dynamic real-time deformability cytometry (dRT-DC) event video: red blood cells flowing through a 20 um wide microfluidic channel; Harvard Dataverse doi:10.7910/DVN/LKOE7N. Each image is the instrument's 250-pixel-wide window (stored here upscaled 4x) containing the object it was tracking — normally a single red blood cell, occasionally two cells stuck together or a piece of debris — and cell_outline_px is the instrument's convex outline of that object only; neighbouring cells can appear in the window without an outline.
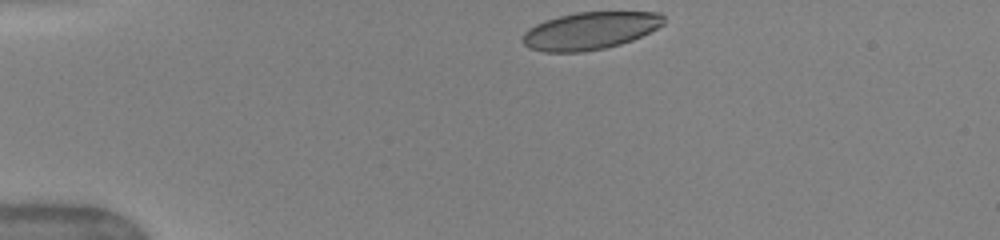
{"species": "human", "species_latin": "Homo sapiens", "temperature_condition": "warm", "stored_images_in_passage": 40, "camera_frame_rate_fps": 3000, "um_per_image_px": 0.085, "donor": {"sex": "female"}, "frame": {"image": 1, "passage_image": 1, "time_ms": 0.0, "image_size_px": [1000, 240], "cell_outline_px": [[664, 24], [632, 40], [620, 44], [604, 48], [584, 52], [544, 52], [528, 48], [524, 44], [524, 32], [528, 28], [544, 20], [576, 12], [660, 12], [664, 16]], "centroid_in_image_um": [50.14, 2.61], "position_along_channel_um": 34.9, "area_um2": 30.69}}
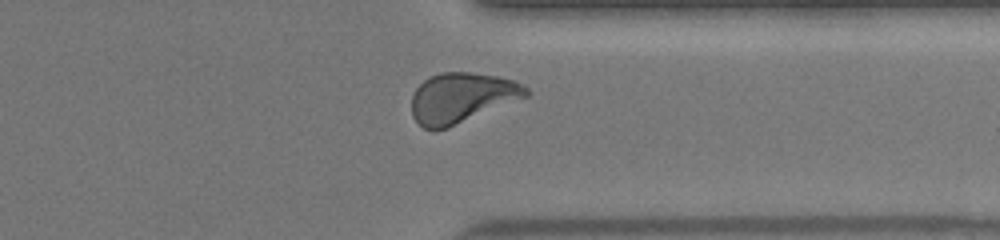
{"frame": {"image": 2, "passage_image": 30, "time_ms": 9.667, "image_size_px": [1000, 240], "cell_outline_px": [[528, 96], [448, 128], [424, 128], [412, 116], [412, 96], [416, 88], [424, 80], [440, 72], [468, 72], [496, 76], [512, 80], [528, 88]], "centroid_in_image_um": [39.24, 8.3], "position_along_channel_um": 372.2, "area_um2": 32.95}}
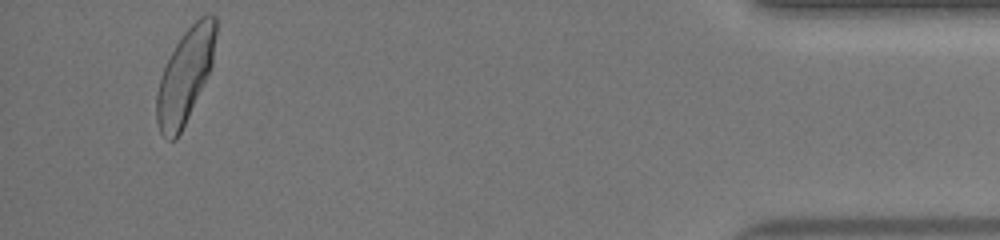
{"frame": {"image": 3, "passage_image": 38, "time_ms": 12.333, "image_size_px": [1000, 240], "cell_outline_px": [[216, 36], [212, 68], [176, 140], [168, 140], [160, 132], [156, 120], [156, 96], [160, 76], [176, 44], [184, 32], [200, 16], [208, 12], [216, 16]], "centroid_in_image_um": [15.75, 6.42], "position_along_channel_um": 419.4, "area_um2": 32.14}, "authors_computed_cell_mechanics": {"area_um2": 32.7726, "velocity_mm_per_s": 4.0758, "shape_relaxation_time_tau1_ms": 3.2874, "shape_relaxation_time_tau2_ms": null, "deformation_change_tau1": 0.1559, "deformation_change_tau2": null}}